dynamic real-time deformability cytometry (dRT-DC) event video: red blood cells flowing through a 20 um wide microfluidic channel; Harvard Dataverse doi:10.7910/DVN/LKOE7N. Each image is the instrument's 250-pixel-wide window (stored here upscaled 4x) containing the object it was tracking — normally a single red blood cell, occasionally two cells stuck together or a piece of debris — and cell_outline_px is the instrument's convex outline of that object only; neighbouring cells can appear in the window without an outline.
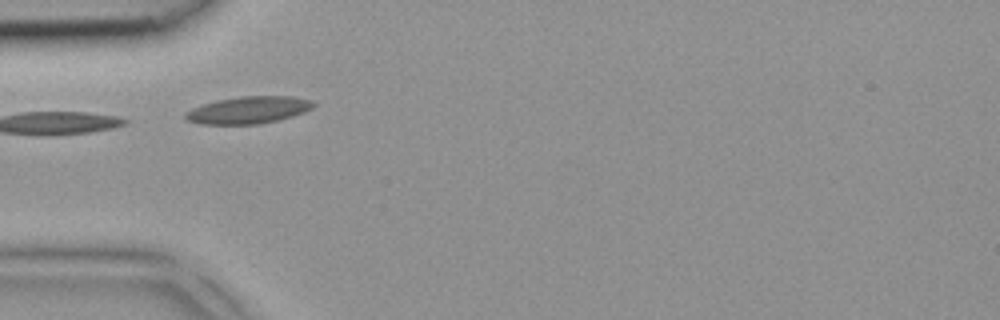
{"species": "common noctule bat (a hibernating species)", "species_latin": "Nyctalus noctula", "temperature_condition": "room temperature", "stored_images_in_passage": 1, "camera_frame_rate_fps": 3000, "um_per_image_px": 0.085, "animal": {"sex": "female", "body_mass_g": 18.4}, "frame": {"image": 1, "passage_image": 1, "time_ms": 0.0, "image_size_px": [1000, 320], "cell_outline_px": [[316, 104], [312, 108], [304, 112], [292, 116], [276, 120], [256, 124], [200, 124], [188, 120], [184, 116], [184, 112], [192, 108], [216, 100], [240, 96], [292, 96], [312, 100]], "centroid_in_image_um": [21.11, 9.34], "position_along_channel_um": 63.9, "area_um2": 20.17}}